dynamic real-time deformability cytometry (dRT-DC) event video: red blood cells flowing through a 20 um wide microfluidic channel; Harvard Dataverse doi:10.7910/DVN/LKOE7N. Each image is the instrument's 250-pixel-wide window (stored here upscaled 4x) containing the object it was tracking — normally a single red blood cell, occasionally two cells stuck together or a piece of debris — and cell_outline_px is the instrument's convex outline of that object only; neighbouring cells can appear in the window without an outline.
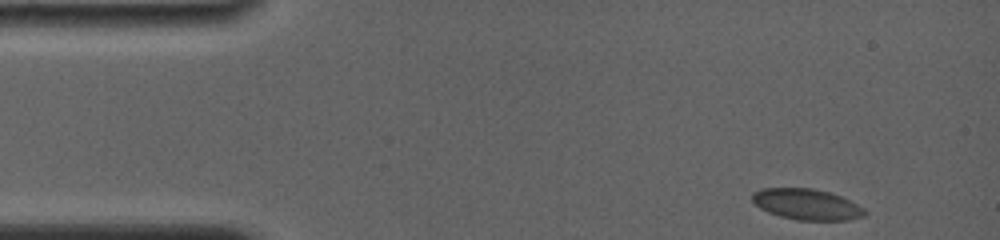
{"species": "common noctule bat (a hibernating species)", "species_latin": "Nyctalus noctula", "temperature_condition": "room temperature", "stored_images_in_passage": 67, "camera_frame_rate_fps": 4000, "um_per_image_px": 0.085, "animal": {"sex": "female", "body_mass_g": 19.0, "forearm_length_mm": 56.7}, "frame": {"image": 1, "passage_image": 1, "time_ms": 0.0, "image_size_px": [1000, 240], "cell_outline_px": [[868, 212], [864, 216], [848, 220], [796, 220], [780, 216], [768, 212], [760, 208], [752, 200], [752, 192], [760, 188], [812, 188], [828, 192], [840, 196], [864, 208]], "centroid_in_image_um": [68.55, 17.37], "position_along_channel_um": 16.4, "area_um2": 20.23}}
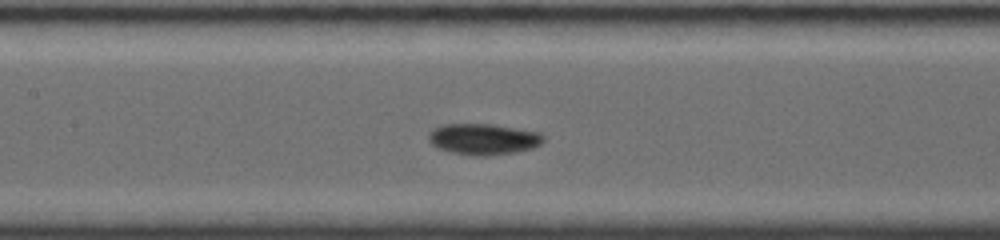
{"frame": {"image": 2, "passage_image": 25, "time_ms": 6.25, "image_size_px": [1000, 240], "cell_outline_px": [[544, 140], [540, 144], [532, 148], [512, 152], [488, 156], [472, 156], [452, 152], [436, 148], [428, 140], [428, 132], [444, 124], [492, 124], [536, 132], [544, 136]], "centroid_in_image_um": [41.04, 11.83], "position_along_channel_um": 166.4, "area_um2": 20.63}}
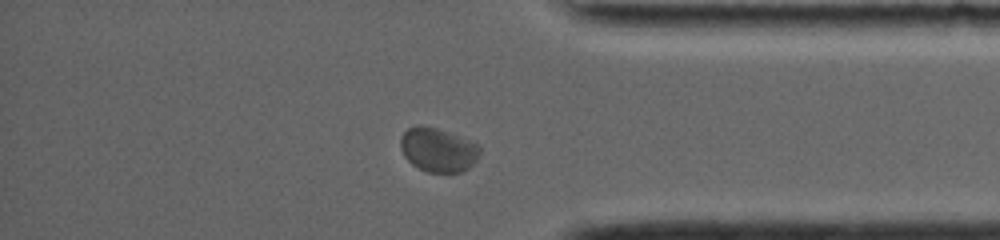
{"frame": {"image": 3, "passage_image": 56, "time_ms": 12.5, "image_size_px": [1000, 240], "cell_outline_px": [[480, 152], [476, 160], [468, 168], [460, 172], [428, 172], [412, 164], [404, 156], [400, 148], [400, 136], [408, 128], [416, 124], [420, 124], [436, 128], [448, 132], [480, 144]], "centroid_in_image_um": [37.21, 12.71], "position_along_channel_um": 398.0, "area_um2": 20.4}, "authors_computed_cell_mechanics": {"area_um2": 19.9988, "velocity_mm_per_s": 3.7647, "shape_relaxation_time_tau1_ms": 9.3059, "shape_relaxation_time_tau2_ms": 1.7867, "deformation_change_tau1": 0.121, "deformation_change_tau2": 0.027}}